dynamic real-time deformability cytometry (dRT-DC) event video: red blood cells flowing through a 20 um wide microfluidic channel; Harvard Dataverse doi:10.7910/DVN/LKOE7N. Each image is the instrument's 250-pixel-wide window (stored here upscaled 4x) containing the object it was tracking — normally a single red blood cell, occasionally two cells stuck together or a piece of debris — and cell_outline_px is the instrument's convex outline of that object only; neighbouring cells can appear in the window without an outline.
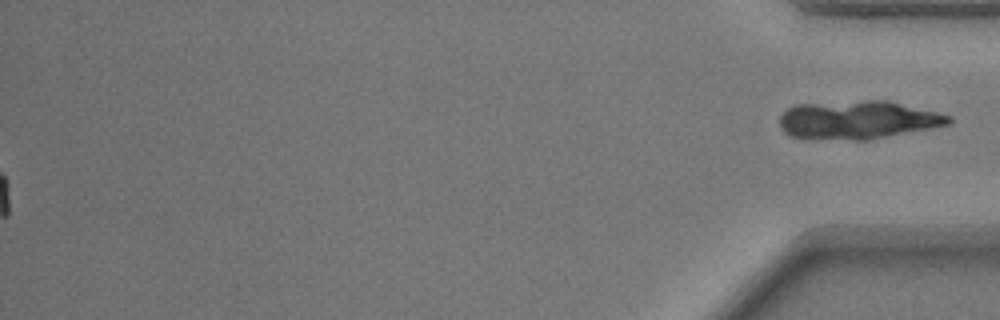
{"species": "common noctule bat (a hibernating species)", "species_latin": "Nyctalus noctula", "temperature_condition": "warm", "stored_images_in_passage": 52, "segment_of_instrument_passage": [2, 2], "camera_frame_rate_fps": 3000, "um_per_image_px": 0.085, "animal": {"sex": "male", "body_mass_g": 17.9}, "frame": {"image": 1, "passage_image": 52, "time_ms": 17.0, "image_size_px": [1000, 320], "cell_outline_px": [[952, 124], [932, 128], [868, 140], [808, 140], [788, 136], [780, 128], [780, 116], [792, 104], [864, 100], [888, 100], [952, 116]], "centroid_in_image_um": [72.87, 10.21], "position_along_channel_um": 362.3, "area_um2": 38.55}}